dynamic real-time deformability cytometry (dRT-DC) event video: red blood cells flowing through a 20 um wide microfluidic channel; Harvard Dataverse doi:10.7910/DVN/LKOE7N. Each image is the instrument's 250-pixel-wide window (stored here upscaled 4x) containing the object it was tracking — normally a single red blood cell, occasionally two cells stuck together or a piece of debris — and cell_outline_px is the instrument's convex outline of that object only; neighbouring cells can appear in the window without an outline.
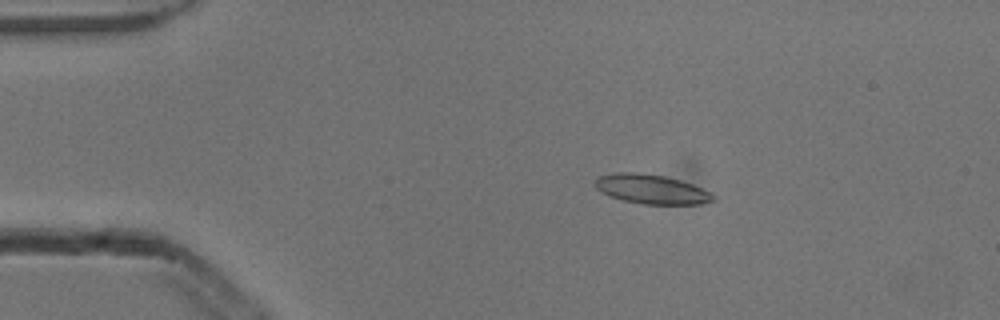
{"species": "common noctule bat (a hibernating species)", "species_latin": "Nyctalus noctula", "temperature_condition": "cold", "stored_images_in_passage": 6, "camera_frame_rate_fps": 3000, "um_per_image_px": 0.085, "animal": {"sex": "male", "body_mass_g": 13.3}, "frame": {"image": 1, "passage_image": 1, "time_ms": 0.0, "image_size_px": [1000, 320], "cell_outline_px": [[716, 200], [700, 204], [640, 204], [624, 200], [612, 196], [596, 188], [596, 176], [616, 172], [636, 172], [664, 176], [680, 180], [692, 184], [712, 192], [716, 196]], "centroid_in_image_um": [55.42, 16.08], "position_along_channel_um": 29.6, "area_um2": 20.17}}
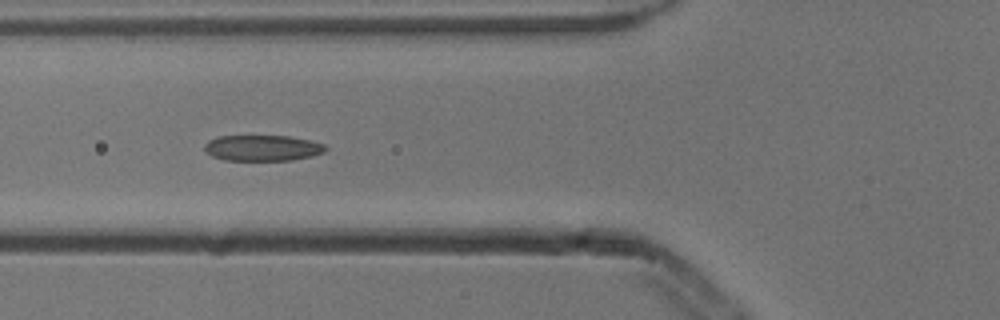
{"frame": {"image": 2, "passage_image": 4, "time_ms": 1.0, "image_size_px": [1000, 320], "cell_outline_px": [[328, 148], [324, 152], [312, 156], [292, 160], [224, 160], [212, 156], [204, 148], [204, 144], [208, 140], [216, 136], [288, 136], [312, 140], [324, 144]], "centroid_in_image_um": [22.32, 12.57], "position_along_channel_um": 103.5, "area_um2": 18.32}}
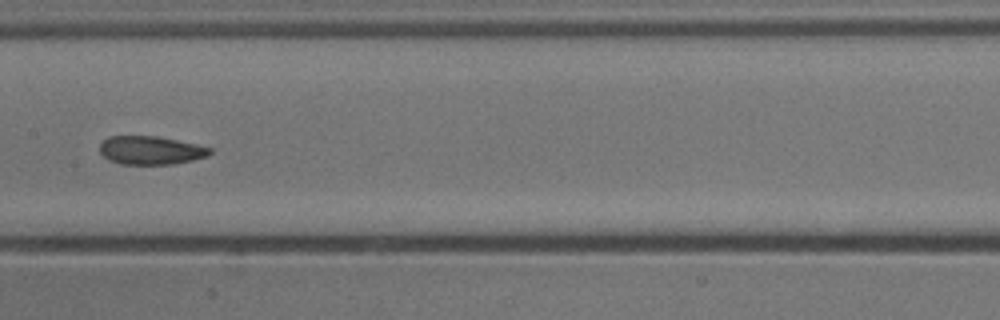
{"frame": {"image": 3, "passage_image": 6, "time_ms": 1.667, "image_size_px": [1000, 320], "cell_outline_px": [[212, 152], [208, 156], [192, 160], [172, 164], [120, 164], [108, 160], [100, 152], [100, 144], [108, 136], [156, 136], [196, 144], [212, 148]], "centroid_in_image_um": [12.8, 12.78], "position_along_channel_um": 194.6, "area_um2": 18.21}}